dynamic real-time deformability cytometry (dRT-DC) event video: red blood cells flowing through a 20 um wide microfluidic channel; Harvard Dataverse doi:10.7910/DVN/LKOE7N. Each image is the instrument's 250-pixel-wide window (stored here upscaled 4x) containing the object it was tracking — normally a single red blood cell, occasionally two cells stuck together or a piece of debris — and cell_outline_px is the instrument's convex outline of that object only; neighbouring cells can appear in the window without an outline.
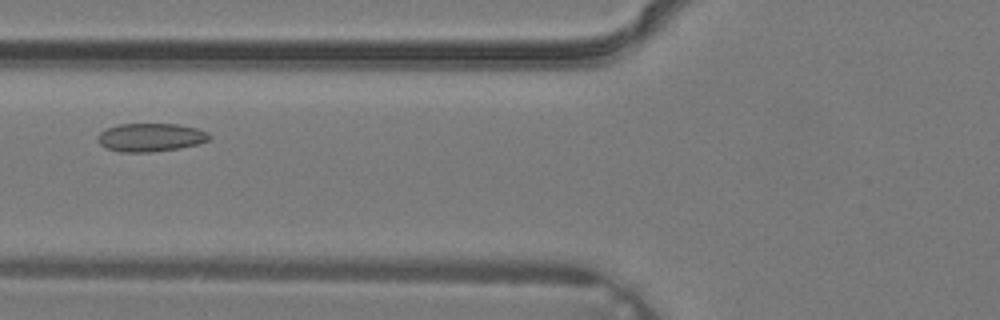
{"species": "common noctule bat (a hibernating species)", "species_latin": "Nyctalus noctula", "temperature_condition": "warm", "stored_images_in_passage": 2, "camera_frame_rate_fps": 3000, "um_per_image_px": 0.085, "animal": {"sex": "male", "body_mass_g": 19.2, "forearm_length_mm": 51.8}, "frame": {"image": 1, "passage_image": 2, "time_ms": 0.333, "image_size_px": [1000, 320], "cell_outline_px": [[212, 136], [208, 140], [200, 144], [180, 148], [152, 152], [120, 152], [108, 148], [100, 144], [96, 140], [96, 136], [100, 132], [108, 128], [120, 124], [176, 124], [196, 128], [208, 132]], "centroid_in_image_um": [12.81, 11.68], "position_along_channel_um": 113.0, "area_um2": 18.5}}